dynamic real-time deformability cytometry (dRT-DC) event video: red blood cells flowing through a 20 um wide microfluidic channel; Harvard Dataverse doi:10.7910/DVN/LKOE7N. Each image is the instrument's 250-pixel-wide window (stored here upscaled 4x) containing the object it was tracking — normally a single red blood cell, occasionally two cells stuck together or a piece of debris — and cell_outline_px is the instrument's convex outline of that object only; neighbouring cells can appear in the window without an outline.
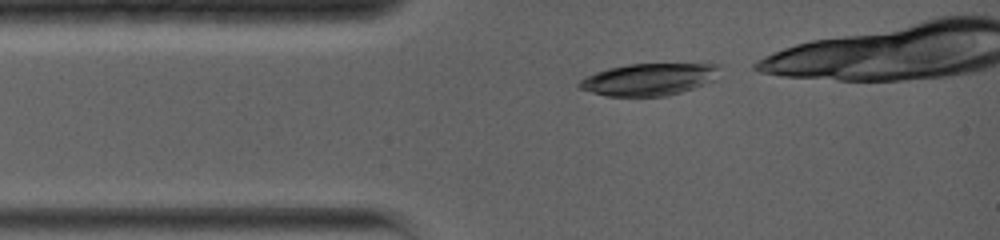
{"species": "common noctule bat (a hibernating species)", "species_latin": "Nyctalus noctula", "temperature_condition": "warm", "stored_images_in_passage": 4, "camera_frame_rate_fps": 5000, "um_per_image_px": 0.085, "animal": {"sex": "female", "body_mass_g": 19.0, "forearm_length_mm": 56.7}, "frame": {"image": 1, "passage_image": 1, "time_ms": 0.0, "image_size_px": [1000, 240], "cell_outline_px": [[720, 68], [716, 80], [668, 96], [604, 96], [580, 88], [576, 84], [584, 76], [608, 68], [628, 64], [720, 64]], "centroid_in_image_um": [55.15, 6.74], "position_along_channel_um": 29.9, "area_um2": 26.3}}
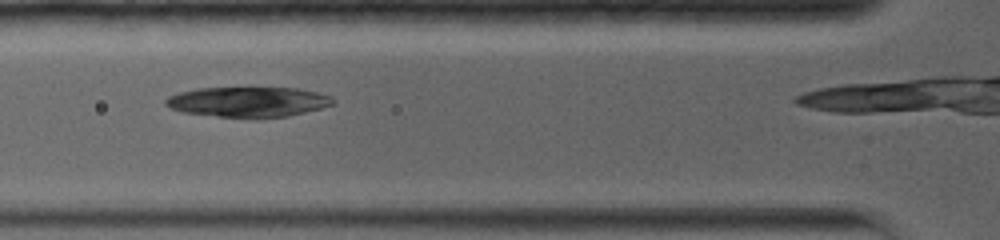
{"frame": {"image": 2, "passage_image": 3, "time_ms": 2.4, "image_size_px": [1000, 240], "cell_outline_px": [[336, 100], [332, 104], [320, 108], [288, 116], [220, 116], [184, 112], [172, 108], [164, 104], [164, 100], [168, 96], [180, 92], [196, 88], [296, 88], [316, 92], [332, 96]], "centroid_in_image_um": [21.08, 8.63], "position_along_channel_um": 104.7, "area_um2": 28.67}}
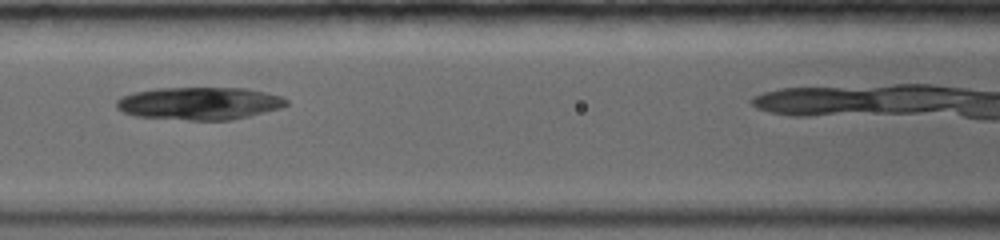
{"frame": {"image": 3, "passage_image": 4, "time_ms": 3.6, "image_size_px": [1000, 240], "cell_outline_px": [[288, 104], [280, 108], [248, 116], [228, 120], [188, 120], [136, 116], [124, 112], [116, 108], [116, 100], [120, 96], [136, 92], [156, 88], [248, 88], [280, 96], [288, 100]], "centroid_in_image_um": [16.93, 8.78], "position_along_channel_um": 149.7, "area_um2": 32.19}}